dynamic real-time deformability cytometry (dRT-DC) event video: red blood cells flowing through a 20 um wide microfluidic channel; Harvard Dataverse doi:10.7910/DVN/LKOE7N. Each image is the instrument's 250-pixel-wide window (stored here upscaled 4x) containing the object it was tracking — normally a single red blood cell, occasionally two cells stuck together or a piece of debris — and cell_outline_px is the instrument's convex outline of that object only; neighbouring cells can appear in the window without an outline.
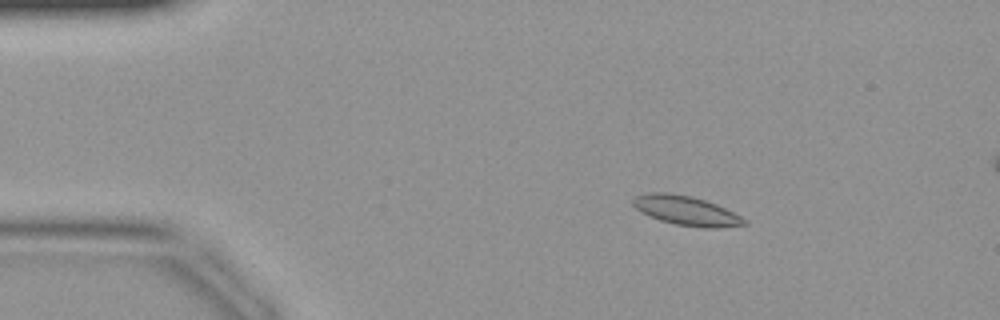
{"species": "common noctule bat (a hibernating species)", "species_latin": "Nyctalus noctula", "temperature_condition": "warm", "stored_images_in_passage": 7, "camera_frame_rate_fps": 3000, "um_per_image_px": 0.085, "animal": {"sex": "female", "body_mass_g": 19.9}, "frame": {"image": 1, "passage_image": 1, "time_ms": 0.0, "image_size_px": [1000, 320], "cell_outline_px": [[748, 224], [720, 228], [704, 228], [676, 224], [660, 220], [648, 216], [640, 212], [632, 204], [632, 200], [636, 196], [648, 192], [668, 192], [692, 196], [716, 204], [748, 220]], "centroid_in_image_um": [58.31, 17.9], "position_along_channel_um": 26.7, "area_um2": 19.13}}